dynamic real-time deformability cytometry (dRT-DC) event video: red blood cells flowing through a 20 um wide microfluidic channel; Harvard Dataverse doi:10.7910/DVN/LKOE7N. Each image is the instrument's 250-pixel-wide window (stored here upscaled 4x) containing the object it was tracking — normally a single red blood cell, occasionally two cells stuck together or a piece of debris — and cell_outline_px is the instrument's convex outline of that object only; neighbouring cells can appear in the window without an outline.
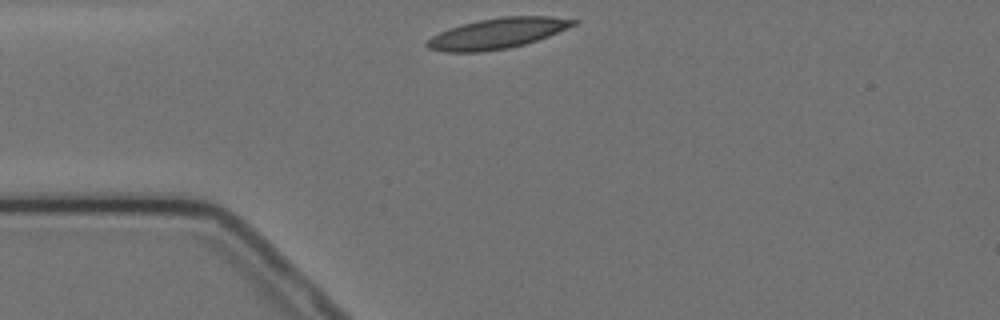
{"species": "Egyptian fruit bat (a non-hibernating species)", "species_latin": "Rousettus aegyptiacus", "temperature_condition": "cold", "stored_images_in_passage": 6, "camera_frame_rate_fps": 3000, "um_per_image_px": 0.085, "animal": {"sex": "female"}, "frame": {"image": 1, "passage_image": 1, "time_ms": 0.0, "image_size_px": [1000, 320], "cell_outline_px": [[580, 20], [576, 24], [548, 36], [524, 44], [508, 48], [480, 52], [444, 52], [428, 48], [424, 44], [432, 36], [448, 28], [460, 24], [480, 20], [504, 16], [552, 16]], "centroid_in_image_um": [42.26, 2.83], "position_along_channel_um": 42.7, "area_um2": 25.95}}
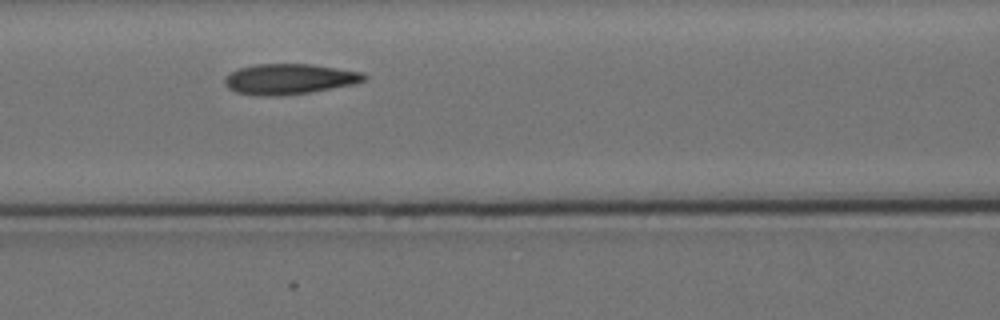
{"frame": {"image": 2, "passage_image": 4, "time_ms": 3.333, "image_size_px": [1000, 320], "cell_outline_px": [[368, 80], [356, 84], [312, 92], [280, 96], [256, 96], [236, 92], [228, 88], [224, 84], [224, 76], [240, 68], [256, 64], [312, 64], [360, 72], [368, 76]], "centroid_in_image_um": [24.6, 6.73], "position_along_channel_um": 142.0, "area_um2": 25.03}}
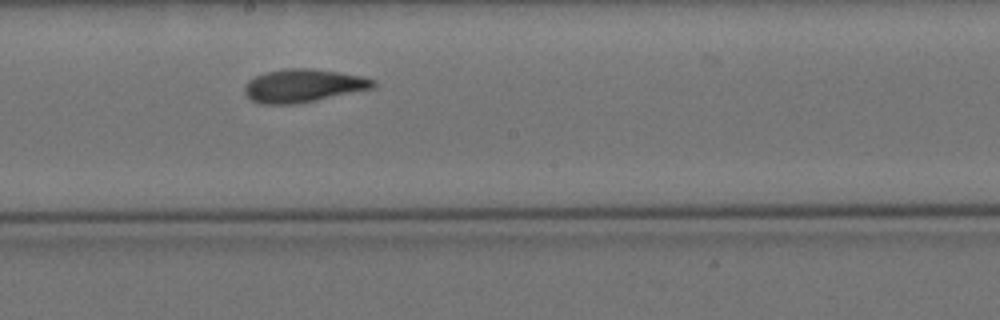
{"frame": {"image": 3, "passage_image": 6, "time_ms": 5.667, "image_size_px": [1000, 320], "cell_outline_px": [[376, 84], [372, 88], [316, 100], [296, 104], [260, 104], [252, 100], [244, 92], [244, 84], [248, 80], [256, 76], [268, 72], [284, 68], [308, 68], [336, 72], [360, 76], [376, 80]], "centroid_in_image_um": [25.73, 7.29], "position_along_channel_um": 222.5, "area_um2": 24.57}}